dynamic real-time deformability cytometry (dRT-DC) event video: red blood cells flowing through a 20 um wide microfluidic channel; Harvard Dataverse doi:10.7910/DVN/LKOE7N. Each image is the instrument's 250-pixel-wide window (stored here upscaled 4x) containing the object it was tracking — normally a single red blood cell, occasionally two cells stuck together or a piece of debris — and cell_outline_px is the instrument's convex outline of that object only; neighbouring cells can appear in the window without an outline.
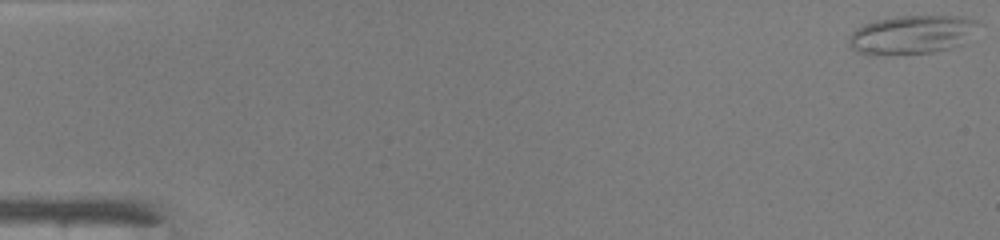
{"species": "common noctule bat (a hibernating species)", "species_latin": "Nyctalus noctula", "temperature_condition": "warm", "stored_images_in_passage": 16, "camera_frame_rate_fps": 3000, "um_per_image_px": 0.085, "animal": {"sex": "male", "body_mass_g": 19.0, "forearm_length_mm": 50.8}, "frame": {"image": 1, "passage_image": 1, "time_ms": 0.0, "image_size_px": [1000, 240], "cell_outline_px": [[976, 20], [964, 44], [932, 52], [888, 56], [868, 56], [856, 52], [848, 44], [848, 40], [852, 32], [856, 28], [864, 24], [876, 20], [896, 16], [964, 16]], "centroid_in_image_um": [77.37, 2.98], "position_along_channel_um": 7.6, "area_um2": 29.25}}
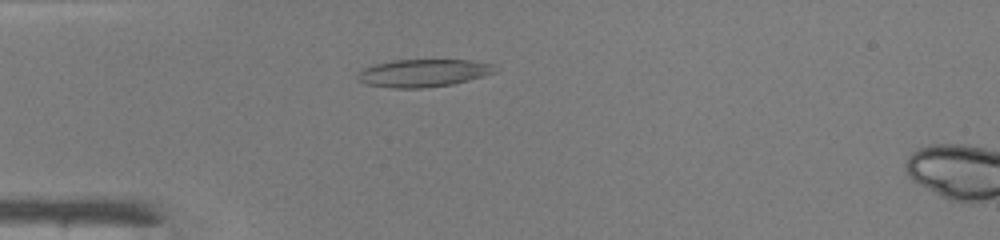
{"frame": {"image": 2, "passage_image": 14, "time_ms": 4.333, "image_size_px": [1000, 240], "cell_outline_px": [[496, 72], [484, 76], [452, 84], [424, 88], [392, 88], [364, 84], [356, 80], [356, 76], [364, 68], [372, 64], [392, 60], [472, 60], [492, 64]], "centroid_in_image_um": [35.92, 6.21], "position_along_channel_um": 49.1, "area_um2": 22.25}}